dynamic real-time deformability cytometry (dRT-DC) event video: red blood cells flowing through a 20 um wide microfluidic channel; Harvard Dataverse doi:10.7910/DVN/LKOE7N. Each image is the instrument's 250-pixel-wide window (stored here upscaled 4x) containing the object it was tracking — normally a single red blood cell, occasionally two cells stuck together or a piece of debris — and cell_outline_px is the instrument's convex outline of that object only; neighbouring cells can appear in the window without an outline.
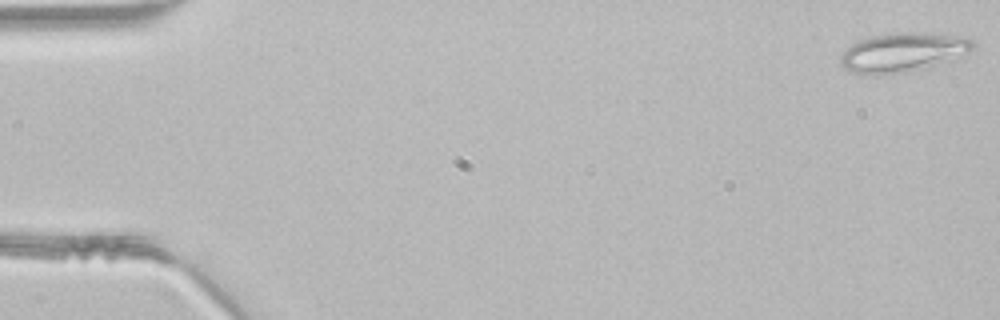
{"species": "common noctule bat (a hibernating species)", "species_latin": "Nyctalus noctula", "temperature_condition": "room temperature", "stored_images_in_passage": 8, "camera_frame_rate_fps": 3000, "um_per_image_px": 0.085, "animal": {"sex": "male", "body_mass_g": 21.5, "forearm_length_mm": 52.0}, "frame": {"image": 1, "passage_image": 1, "time_ms": 0.0, "image_size_px": [1000, 320], "cell_outline_px": [[976, 44], [968, 56], [964, 60], [904, 72], [876, 76], [852, 72], [844, 68], [840, 64], [840, 56], [852, 44], [860, 40], [876, 36], [924, 32], [968, 36]], "centroid_in_image_um": [76.92, 4.48], "position_along_channel_um": 8.1, "area_um2": 30.87}}